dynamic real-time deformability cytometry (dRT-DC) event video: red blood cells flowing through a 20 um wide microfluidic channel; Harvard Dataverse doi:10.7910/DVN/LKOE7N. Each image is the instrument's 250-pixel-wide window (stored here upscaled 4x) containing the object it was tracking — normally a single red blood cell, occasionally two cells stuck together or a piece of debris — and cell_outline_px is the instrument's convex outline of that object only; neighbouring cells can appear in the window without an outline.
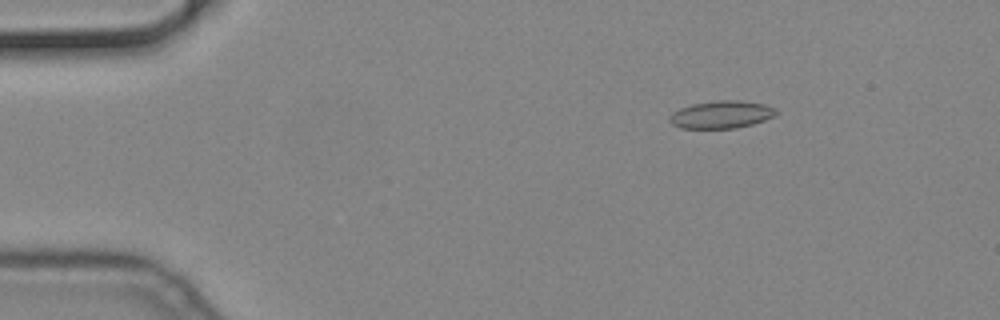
{"species": "common noctule bat (a hibernating species)", "species_latin": "Nyctalus noctula", "temperature_condition": "cold", "stored_images_in_passage": 57, "camera_frame_rate_fps": 3000, "um_per_image_px": 0.085, "animal": {"sex": "male", "body_mass_g": 19.2, "forearm_length_mm": 51.8}, "frame": {"image": 1, "passage_image": 9, "time_ms": 2.667, "image_size_px": [1000, 320], "cell_outline_px": [[780, 112], [764, 120], [752, 124], [736, 128], [680, 128], [672, 124], [668, 120], [668, 116], [672, 112], [680, 108], [692, 104], [716, 100], [740, 100], [764, 104], [776, 108]], "centroid_in_image_um": [61.3, 9.73], "position_along_channel_um": 23.7, "area_um2": 17.22}}
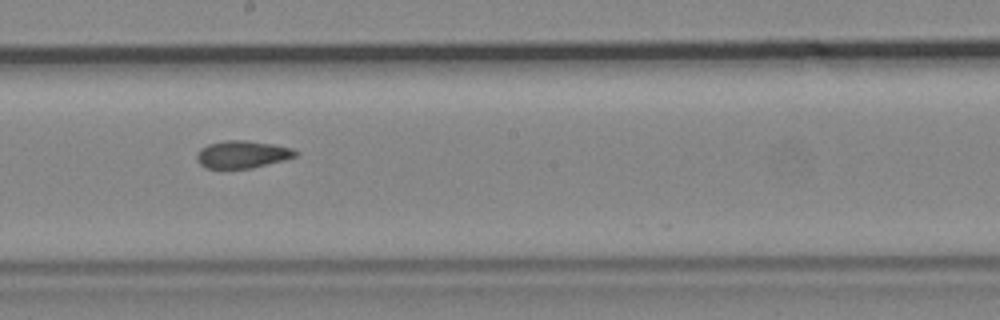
{"frame": {"image": 2, "passage_image": 32, "time_ms": 10.333, "image_size_px": [1000, 320], "cell_outline_px": [[300, 152], [296, 156], [284, 160], [252, 168], [204, 168], [196, 160], [196, 152], [200, 148], [208, 144], [224, 140], [244, 140], [272, 144], [292, 148]], "centroid_in_image_um": [20.57, 13.12], "position_along_channel_um": 227.6, "area_um2": 15.9}}
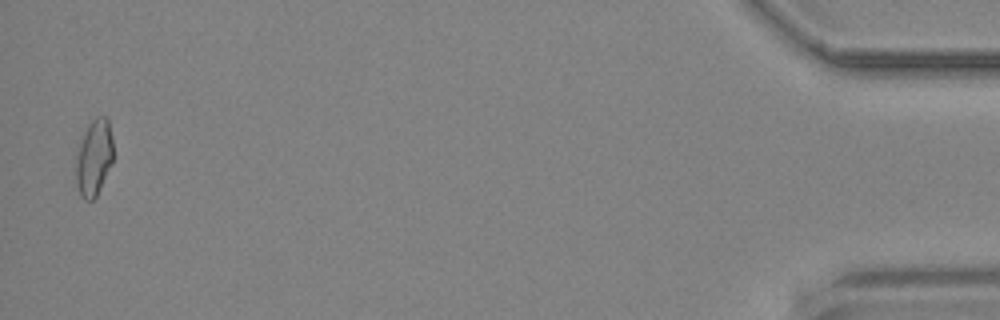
{"frame": {"image": 3, "passage_image": 56, "time_ms": 18.333, "image_size_px": [1000, 320], "cell_outline_px": [[112, 164], [96, 196], [92, 200], [84, 200], [80, 196], [76, 184], [76, 156], [80, 144], [88, 124], [96, 116], [108, 116], [112, 136]], "centroid_in_image_um": [7.99, 13.39], "position_along_channel_um": 427.2, "area_um2": 16.59}}